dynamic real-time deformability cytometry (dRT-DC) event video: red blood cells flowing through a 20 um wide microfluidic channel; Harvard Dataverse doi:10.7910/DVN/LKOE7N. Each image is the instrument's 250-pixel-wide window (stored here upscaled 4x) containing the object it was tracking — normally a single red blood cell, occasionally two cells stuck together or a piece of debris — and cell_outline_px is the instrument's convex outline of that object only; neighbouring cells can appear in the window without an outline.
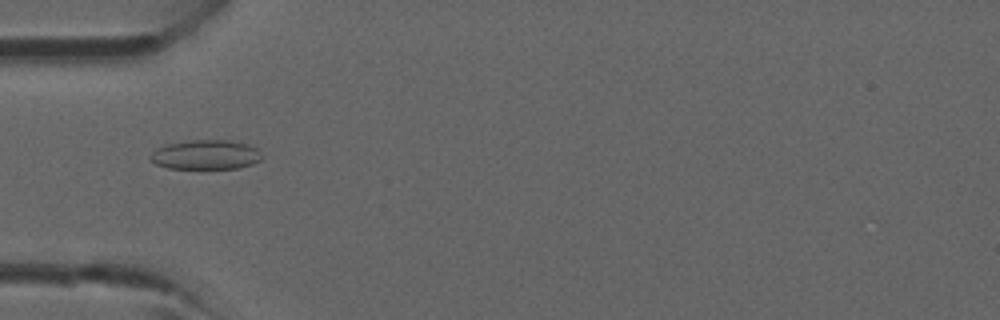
{"species": "common noctule bat (a hibernating species)", "species_latin": "Nyctalus noctula", "temperature_condition": "room temperature", "stored_images_in_passage": 1, "camera_frame_rate_fps": 3000, "um_per_image_px": 0.085, "animal": {"sex": "male", "forearm_length_mm": 52.5}, "frame": {"image": 1, "passage_image": 1, "time_ms": 0.0, "image_size_px": [1000, 320], "cell_outline_px": [[264, 156], [260, 160], [252, 164], [236, 168], [168, 168], [156, 164], [148, 156], [156, 148], [168, 144], [192, 140], [228, 140], [244, 144], [256, 148]], "centroid_in_image_um": [17.48, 13.15], "position_along_channel_um": 67.5, "area_um2": 18.96}}